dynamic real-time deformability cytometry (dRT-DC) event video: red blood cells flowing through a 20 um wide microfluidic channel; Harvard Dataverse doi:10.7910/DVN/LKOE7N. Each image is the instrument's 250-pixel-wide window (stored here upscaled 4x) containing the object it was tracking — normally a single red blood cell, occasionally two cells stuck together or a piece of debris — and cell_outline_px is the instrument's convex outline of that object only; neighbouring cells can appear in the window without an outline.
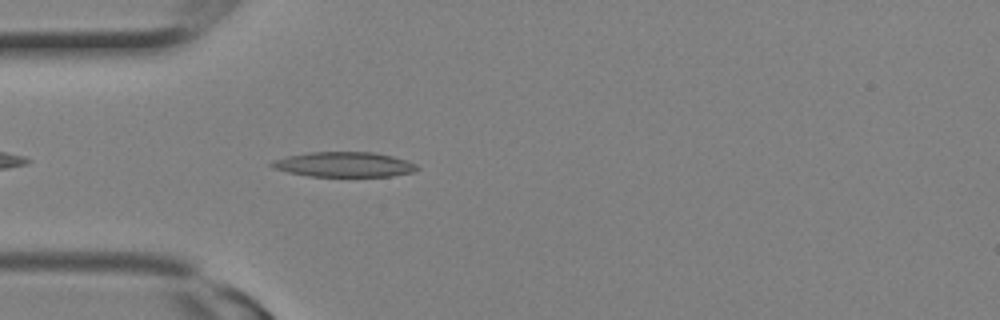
{"species": "Egyptian fruit bat (a non-hibernating species)", "species_latin": "Rousettus aegyptiacus", "temperature_condition": "room temperature", "stored_images_in_passage": 2, "camera_frame_rate_fps": 3000, "um_per_image_px": 0.085, "animal": {"sex": "female"}, "frame": {"image": 1, "passage_image": 2, "time_ms": 0.333, "image_size_px": [1000, 320], "cell_outline_px": [[420, 168], [412, 172], [392, 176], [308, 176], [288, 172], [276, 168], [268, 164], [272, 160], [288, 156], [308, 152], [376, 152], [392, 156], [416, 164]], "centroid_in_image_um": [29.24, 13.97], "position_along_channel_um": 55.8, "area_um2": 21.04}}